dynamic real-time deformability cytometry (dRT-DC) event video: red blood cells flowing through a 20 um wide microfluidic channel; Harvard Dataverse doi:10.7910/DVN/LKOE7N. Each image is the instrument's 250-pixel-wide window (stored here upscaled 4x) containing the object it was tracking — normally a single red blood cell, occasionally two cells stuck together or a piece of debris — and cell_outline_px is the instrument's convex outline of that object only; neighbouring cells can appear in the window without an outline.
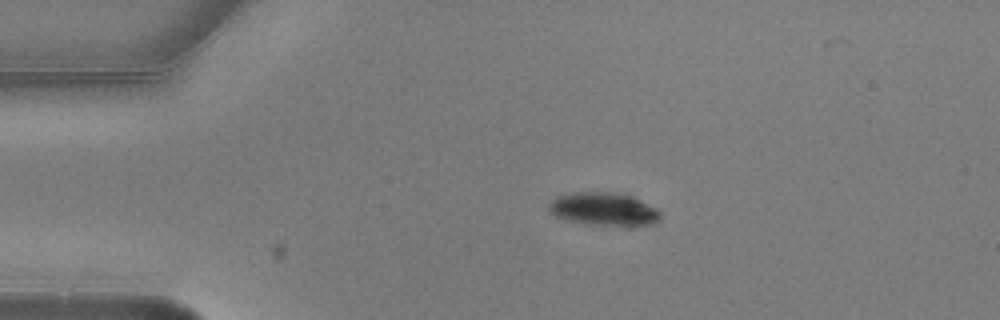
{"species": "common noctule bat (a hibernating species)", "species_latin": "Nyctalus noctula", "temperature_condition": "warm", "stored_images_in_passage": 4, "camera_frame_rate_fps": 3000, "um_per_image_px": 0.085, "animal": {"sex": "male", "body_mass_g": 20.5, "forearm_length_mm": 52.5}, "frame": {"image": 1, "passage_image": 3, "time_ms": 0.667, "image_size_px": [1000, 320], "cell_outline_px": [[660, 220], [652, 224], [632, 228], [628, 228], [588, 224], [568, 220], [556, 216], [548, 212], [548, 204], [556, 196], [572, 192], [628, 192], [660, 208]], "centroid_in_image_um": [51.43, 17.78], "position_along_channel_um": 33.6, "area_um2": 22.83}}